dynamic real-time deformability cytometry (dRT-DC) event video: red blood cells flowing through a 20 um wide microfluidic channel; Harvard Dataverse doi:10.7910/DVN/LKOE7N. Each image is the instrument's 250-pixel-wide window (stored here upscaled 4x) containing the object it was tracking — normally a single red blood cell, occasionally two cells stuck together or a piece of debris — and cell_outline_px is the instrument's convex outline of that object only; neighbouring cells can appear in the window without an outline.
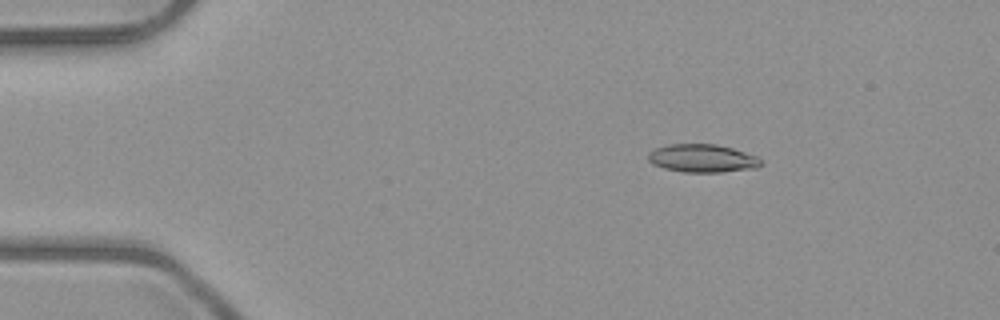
{"species": "common noctule bat (a hibernating species)", "species_latin": "Nyctalus noctula", "temperature_condition": "room temperature", "stored_images_in_passage": 3, "camera_frame_rate_fps": 3000, "um_per_image_px": 0.085, "animal": {"sex": "male", "body_mass_g": 23.1, "forearm_length_mm": 52.7}, "frame": {"image": 1, "passage_image": 1, "time_ms": 0.0, "image_size_px": [1000, 320], "cell_outline_px": [[764, 164], [756, 168], [720, 172], [684, 172], [664, 168], [652, 164], [648, 160], [648, 152], [656, 148], [668, 144], [716, 144], [732, 148], [756, 156], [764, 160]], "centroid_in_image_um": [59.72, 13.46], "position_along_channel_um": 25.3, "area_um2": 18.55}}